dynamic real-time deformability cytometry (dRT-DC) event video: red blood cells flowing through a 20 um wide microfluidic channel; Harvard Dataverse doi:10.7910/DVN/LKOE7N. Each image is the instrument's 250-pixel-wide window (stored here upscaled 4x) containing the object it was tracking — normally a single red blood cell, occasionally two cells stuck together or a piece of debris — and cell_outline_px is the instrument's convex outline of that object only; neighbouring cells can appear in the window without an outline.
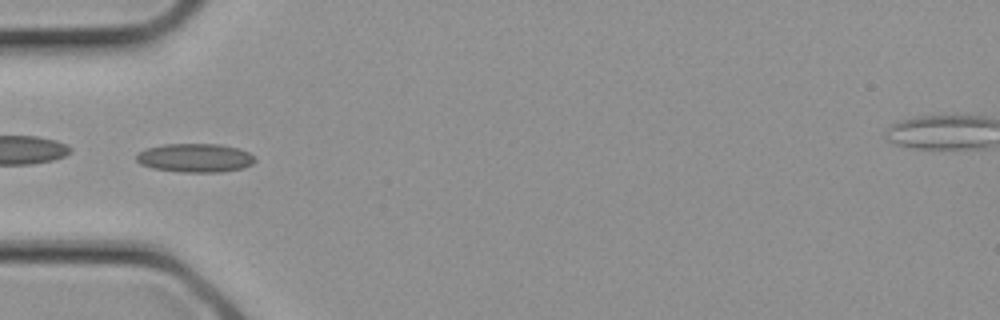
{"species": "common noctule bat (a hibernating species)", "species_latin": "Nyctalus noctula", "temperature_condition": "cold", "stored_images_in_passage": 14, "camera_frame_rate_fps": 3000, "um_per_image_px": 0.085, "animal": {"sex": "female", "body_mass_g": 21.9}, "frame": {"image": 1, "passage_image": 3, "time_ms": 0.667, "image_size_px": [1000, 320], "cell_outline_px": [[256, 160], [252, 164], [240, 168], [220, 172], [184, 172], [152, 168], [140, 164], [136, 160], [136, 156], [144, 148], [164, 144], [220, 144], [240, 148], [256, 156]], "centroid_in_image_um": [16.59, 13.41], "position_along_channel_um": 68.4, "area_um2": 19.94}}
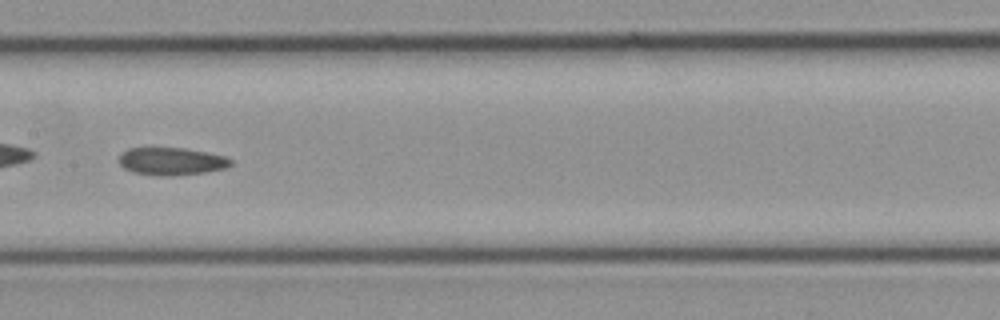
{"frame": {"image": 2, "passage_image": 8, "time_ms": 2.333, "image_size_px": [1000, 320], "cell_outline_px": [[232, 164], [228, 168], [204, 172], [172, 176], [160, 176], [132, 172], [124, 168], [120, 164], [120, 152], [128, 148], [184, 148], [224, 156], [232, 160]], "centroid_in_image_um": [14.56, 13.72], "position_along_channel_um": 192.8, "area_um2": 17.98}}
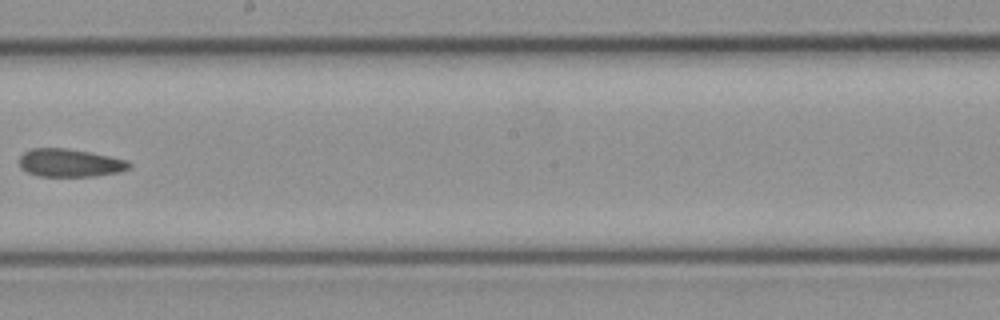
{"frame": {"image": 3, "passage_image": 10, "time_ms": 3.0, "image_size_px": [1000, 320], "cell_outline_px": [[132, 164], [128, 168], [120, 172], [92, 176], [36, 176], [20, 168], [20, 156], [24, 152], [32, 148], [68, 148], [92, 152], [128, 160]], "centroid_in_image_um": [5.94, 13.84], "position_along_channel_um": 242.3, "area_um2": 18.03}}